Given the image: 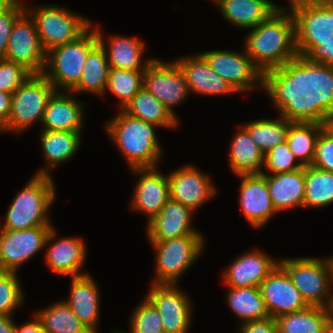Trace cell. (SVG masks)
I'll use <instances>...</instances> for the list:
<instances>
[{
	"mask_svg": "<svg viewBox=\"0 0 333 333\" xmlns=\"http://www.w3.org/2000/svg\"><path fill=\"white\" fill-rule=\"evenodd\" d=\"M0 5H14L21 8H26V5L24 6L21 0H0Z\"/></svg>",
	"mask_w": 333,
	"mask_h": 333,
	"instance_id": "51",
	"label": "cell"
},
{
	"mask_svg": "<svg viewBox=\"0 0 333 333\" xmlns=\"http://www.w3.org/2000/svg\"><path fill=\"white\" fill-rule=\"evenodd\" d=\"M143 87L174 116L173 107L190 95L186 76L175 61L169 63L154 58L144 71Z\"/></svg>",
	"mask_w": 333,
	"mask_h": 333,
	"instance_id": "13",
	"label": "cell"
},
{
	"mask_svg": "<svg viewBox=\"0 0 333 333\" xmlns=\"http://www.w3.org/2000/svg\"><path fill=\"white\" fill-rule=\"evenodd\" d=\"M46 333H92L65 301H58L35 313Z\"/></svg>",
	"mask_w": 333,
	"mask_h": 333,
	"instance_id": "36",
	"label": "cell"
},
{
	"mask_svg": "<svg viewBox=\"0 0 333 333\" xmlns=\"http://www.w3.org/2000/svg\"><path fill=\"white\" fill-rule=\"evenodd\" d=\"M328 333H333V310L328 324Z\"/></svg>",
	"mask_w": 333,
	"mask_h": 333,
	"instance_id": "52",
	"label": "cell"
},
{
	"mask_svg": "<svg viewBox=\"0 0 333 333\" xmlns=\"http://www.w3.org/2000/svg\"><path fill=\"white\" fill-rule=\"evenodd\" d=\"M178 289L176 284L151 283L146 295L160 313L163 331L167 333H188L192 319L190 299Z\"/></svg>",
	"mask_w": 333,
	"mask_h": 333,
	"instance_id": "16",
	"label": "cell"
},
{
	"mask_svg": "<svg viewBox=\"0 0 333 333\" xmlns=\"http://www.w3.org/2000/svg\"><path fill=\"white\" fill-rule=\"evenodd\" d=\"M81 135V131L42 130L40 140L47 163L35 174L50 176L51 169L71 159L80 147Z\"/></svg>",
	"mask_w": 333,
	"mask_h": 333,
	"instance_id": "30",
	"label": "cell"
},
{
	"mask_svg": "<svg viewBox=\"0 0 333 333\" xmlns=\"http://www.w3.org/2000/svg\"><path fill=\"white\" fill-rule=\"evenodd\" d=\"M289 5L312 4V3H333V0H289Z\"/></svg>",
	"mask_w": 333,
	"mask_h": 333,
	"instance_id": "50",
	"label": "cell"
},
{
	"mask_svg": "<svg viewBox=\"0 0 333 333\" xmlns=\"http://www.w3.org/2000/svg\"><path fill=\"white\" fill-rule=\"evenodd\" d=\"M131 333H160L163 331L161 315L155 306L145 297L130 317ZM114 333H123L116 331Z\"/></svg>",
	"mask_w": 333,
	"mask_h": 333,
	"instance_id": "40",
	"label": "cell"
},
{
	"mask_svg": "<svg viewBox=\"0 0 333 333\" xmlns=\"http://www.w3.org/2000/svg\"><path fill=\"white\" fill-rule=\"evenodd\" d=\"M193 212L180 202L169 199L160 213L147 223L149 241H164L192 234H201L191 225Z\"/></svg>",
	"mask_w": 333,
	"mask_h": 333,
	"instance_id": "22",
	"label": "cell"
},
{
	"mask_svg": "<svg viewBox=\"0 0 333 333\" xmlns=\"http://www.w3.org/2000/svg\"><path fill=\"white\" fill-rule=\"evenodd\" d=\"M329 259H330V264H331V267H332V280H333V256L329 257Z\"/></svg>",
	"mask_w": 333,
	"mask_h": 333,
	"instance_id": "53",
	"label": "cell"
},
{
	"mask_svg": "<svg viewBox=\"0 0 333 333\" xmlns=\"http://www.w3.org/2000/svg\"><path fill=\"white\" fill-rule=\"evenodd\" d=\"M170 199L180 202L192 211L198 210L205 201L217 194L209 175L195 166L185 165L167 176Z\"/></svg>",
	"mask_w": 333,
	"mask_h": 333,
	"instance_id": "18",
	"label": "cell"
},
{
	"mask_svg": "<svg viewBox=\"0 0 333 333\" xmlns=\"http://www.w3.org/2000/svg\"><path fill=\"white\" fill-rule=\"evenodd\" d=\"M52 180L51 175L35 174L12 201L1 229L52 226L47 217L56 198V187Z\"/></svg>",
	"mask_w": 333,
	"mask_h": 333,
	"instance_id": "4",
	"label": "cell"
},
{
	"mask_svg": "<svg viewBox=\"0 0 333 333\" xmlns=\"http://www.w3.org/2000/svg\"><path fill=\"white\" fill-rule=\"evenodd\" d=\"M31 74L20 64L0 60V91L13 93Z\"/></svg>",
	"mask_w": 333,
	"mask_h": 333,
	"instance_id": "43",
	"label": "cell"
},
{
	"mask_svg": "<svg viewBox=\"0 0 333 333\" xmlns=\"http://www.w3.org/2000/svg\"><path fill=\"white\" fill-rule=\"evenodd\" d=\"M157 167L133 168L132 172L141 175L134 186L132 209L144 212L150 222L170 199L169 182L166 175Z\"/></svg>",
	"mask_w": 333,
	"mask_h": 333,
	"instance_id": "19",
	"label": "cell"
},
{
	"mask_svg": "<svg viewBox=\"0 0 333 333\" xmlns=\"http://www.w3.org/2000/svg\"><path fill=\"white\" fill-rule=\"evenodd\" d=\"M55 91L43 74H31L12 93L11 114L1 131L19 134L34 122L42 123L47 102Z\"/></svg>",
	"mask_w": 333,
	"mask_h": 333,
	"instance_id": "11",
	"label": "cell"
},
{
	"mask_svg": "<svg viewBox=\"0 0 333 333\" xmlns=\"http://www.w3.org/2000/svg\"><path fill=\"white\" fill-rule=\"evenodd\" d=\"M119 112L105 127L130 168L157 167L162 155L155 134L158 126L135 118L122 109Z\"/></svg>",
	"mask_w": 333,
	"mask_h": 333,
	"instance_id": "3",
	"label": "cell"
},
{
	"mask_svg": "<svg viewBox=\"0 0 333 333\" xmlns=\"http://www.w3.org/2000/svg\"><path fill=\"white\" fill-rule=\"evenodd\" d=\"M275 260L260 250L254 249L250 253L239 256L227 267L223 276L224 282L232 288L259 287L278 265L279 261Z\"/></svg>",
	"mask_w": 333,
	"mask_h": 333,
	"instance_id": "23",
	"label": "cell"
},
{
	"mask_svg": "<svg viewBox=\"0 0 333 333\" xmlns=\"http://www.w3.org/2000/svg\"><path fill=\"white\" fill-rule=\"evenodd\" d=\"M312 166L333 172V128L328 124L317 139Z\"/></svg>",
	"mask_w": 333,
	"mask_h": 333,
	"instance_id": "42",
	"label": "cell"
},
{
	"mask_svg": "<svg viewBox=\"0 0 333 333\" xmlns=\"http://www.w3.org/2000/svg\"><path fill=\"white\" fill-rule=\"evenodd\" d=\"M17 273L0 271V315L11 314L24 302V295Z\"/></svg>",
	"mask_w": 333,
	"mask_h": 333,
	"instance_id": "39",
	"label": "cell"
},
{
	"mask_svg": "<svg viewBox=\"0 0 333 333\" xmlns=\"http://www.w3.org/2000/svg\"><path fill=\"white\" fill-rule=\"evenodd\" d=\"M210 68L223 77L236 92L264 89L272 99L279 90L255 66L245 50H212L199 53ZM257 83V84H256Z\"/></svg>",
	"mask_w": 333,
	"mask_h": 333,
	"instance_id": "8",
	"label": "cell"
},
{
	"mask_svg": "<svg viewBox=\"0 0 333 333\" xmlns=\"http://www.w3.org/2000/svg\"><path fill=\"white\" fill-rule=\"evenodd\" d=\"M240 328V333H279L276 319L272 317L240 323Z\"/></svg>",
	"mask_w": 333,
	"mask_h": 333,
	"instance_id": "45",
	"label": "cell"
},
{
	"mask_svg": "<svg viewBox=\"0 0 333 333\" xmlns=\"http://www.w3.org/2000/svg\"><path fill=\"white\" fill-rule=\"evenodd\" d=\"M25 9L14 5H0V60L5 59L12 27Z\"/></svg>",
	"mask_w": 333,
	"mask_h": 333,
	"instance_id": "44",
	"label": "cell"
},
{
	"mask_svg": "<svg viewBox=\"0 0 333 333\" xmlns=\"http://www.w3.org/2000/svg\"><path fill=\"white\" fill-rule=\"evenodd\" d=\"M83 106L84 104L72 97L71 92L55 91L49 98L44 111L43 130L81 131L84 117Z\"/></svg>",
	"mask_w": 333,
	"mask_h": 333,
	"instance_id": "25",
	"label": "cell"
},
{
	"mask_svg": "<svg viewBox=\"0 0 333 333\" xmlns=\"http://www.w3.org/2000/svg\"><path fill=\"white\" fill-rule=\"evenodd\" d=\"M143 74L144 71L110 68L105 92L109 89L119 98V109H123L143 88Z\"/></svg>",
	"mask_w": 333,
	"mask_h": 333,
	"instance_id": "38",
	"label": "cell"
},
{
	"mask_svg": "<svg viewBox=\"0 0 333 333\" xmlns=\"http://www.w3.org/2000/svg\"><path fill=\"white\" fill-rule=\"evenodd\" d=\"M175 62L185 74L190 92L209 96L237 93L223 77L210 68L199 53L179 58Z\"/></svg>",
	"mask_w": 333,
	"mask_h": 333,
	"instance_id": "24",
	"label": "cell"
},
{
	"mask_svg": "<svg viewBox=\"0 0 333 333\" xmlns=\"http://www.w3.org/2000/svg\"><path fill=\"white\" fill-rule=\"evenodd\" d=\"M79 83L70 92L103 95L108 82L109 62L104 47L98 43L87 55Z\"/></svg>",
	"mask_w": 333,
	"mask_h": 333,
	"instance_id": "34",
	"label": "cell"
},
{
	"mask_svg": "<svg viewBox=\"0 0 333 333\" xmlns=\"http://www.w3.org/2000/svg\"><path fill=\"white\" fill-rule=\"evenodd\" d=\"M333 203V172L305 166L303 207L322 208Z\"/></svg>",
	"mask_w": 333,
	"mask_h": 333,
	"instance_id": "37",
	"label": "cell"
},
{
	"mask_svg": "<svg viewBox=\"0 0 333 333\" xmlns=\"http://www.w3.org/2000/svg\"><path fill=\"white\" fill-rule=\"evenodd\" d=\"M314 100V94L279 91L273 98L279 111V119H260L242 127L248 132L258 148L266 154L286 140L290 123Z\"/></svg>",
	"mask_w": 333,
	"mask_h": 333,
	"instance_id": "6",
	"label": "cell"
},
{
	"mask_svg": "<svg viewBox=\"0 0 333 333\" xmlns=\"http://www.w3.org/2000/svg\"><path fill=\"white\" fill-rule=\"evenodd\" d=\"M283 6L247 34L245 52L279 90L296 92L300 59L296 50L295 18Z\"/></svg>",
	"mask_w": 333,
	"mask_h": 333,
	"instance_id": "2",
	"label": "cell"
},
{
	"mask_svg": "<svg viewBox=\"0 0 333 333\" xmlns=\"http://www.w3.org/2000/svg\"><path fill=\"white\" fill-rule=\"evenodd\" d=\"M91 27L76 40L46 52L42 74L56 91L70 92L79 83L86 57L99 43L96 30Z\"/></svg>",
	"mask_w": 333,
	"mask_h": 333,
	"instance_id": "5",
	"label": "cell"
},
{
	"mask_svg": "<svg viewBox=\"0 0 333 333\" xmlns=\"http://www.w3.org/2000/svg\"><path fill=\"white\" fill-rule=\"evenodd\" d=\"M259 288L269 316L274 319L309 306L279 263Z\"/></svg>",
	"mask_w": 333,
	"mask_h": 333,
	"instance_id": "17",
	"label": "cell"
},
{
	"mask_svg": "<svg viewBox=\"0 0 333 333\" xmlns=\"http://www.w3.org/2000/svg\"><path fill=\"white\" fill-rule=\"evenodd\" d=\"M212 1L215 2L217 5L221 0H212Z\"/></svg>",
	"mask_w": 333,
	"mask_h": 333,
	"instance_id": "54",
	"label": "cell"
},
{
	"mask_svg": "<svg viewBox=\"0 0 333 333\" xmlns=\"http://www.w3.org/2000/svg\"><path fill=\"white\" fill-rule=\"evenodd\" d=\"M149 242L156 251L154 284H176L202 254L205 243L202 234Z\"/></svg>",
	"mask_w": 333,
	"mask_h": 333,
	"instance_id": "10",
	"label": "cell"
},
{
	"mask_svg": "<svg viewBox=\"0 0 333 333\" xmlns=\"http://www.w3.org/2000/svg\"><path fill=\"white\" fill-rule=\"evenodd\" d=\"M56 234V230L52 226L45 242V247H47L53 241L46 248L45 261L49 268L61 276L71 275V277H76L87 274L80 271L84 266L87 254V247L83 239L65 237L54 241Z\"/></svg>",
	"mask_w": 333,
	"mask_h": 333,
	"instance_id": "21",
	"label": "cell"
},
{
	"mask_svg": "<svg viewBox=\"0 0 333 333\" xmlns=\"http://www.w3.org/2000/svg\"><path fill=\"white\" fill-rule=\"evenodd\" d=\"M290 6L300 59L296 92L333 93V3Z\"/></svg>",
	"mask_w": 333,
	"mask_h": 333,
	"instance_id": "1",
	"label": "cell"
},
{
	"mask_svg": "<svg viewBox=\"0 0 333 333\" xmlns=\"http://www.w3.org/2000/svg\"><path fill=\"white\" fill-rule=\"evenodd\" d=\"M226 298L229 307L242 323L270 317L259 287H229Z\"/></svg>",
	"mask_w": 333,
	"mask_h": 333,
	"instance_id": "35",
	"label": "cell"
},
{
	"mask_svg": "<svg viewBox=\"0 0 333 333\" xmlns=\"http://www.w3.org/2000/svg\"><path fill=\"white\" fill-rule=\"evenodd\" d=\"M229 153L230 168L236 175L262 174L265 154L242 126L233 137Z\"/></svg>",
	"mask_w": 333,
	"mask_h": 333,
	"instance_id": "31",
	"label": "cell"
},
{
	"mask_svg": "<svg viewBox=\"0 0 333 333\" xmlns=\"http://www.w3.org/2000/svg\"><path fill=\"white\" fill-rule=\"evenodd\" d=\"M314 99L325 109L328 124L333 128V93L314 94Z\"/></svg>",
	"mask_w": 333,
	"mask_h": 333,
	"instance_id": "47",
	"label": "cell"
},
{
	"mask_svg": "<svg viewBox=\"0 0 333 333\" xmlns=\"http://www.w3.org/2000/svg\"><path fill=\"white\" fill-rule=\"evenodd\" d=\"M125 113L152 123L158 127L174 128L178 125V117L162 104L144 87L122 109Z\"/></svg>",
	"mask_w": 333,
	"mask_h": 333,
	"instance_id": "33",
	"label": "cell"
},
{
	"mask_svg": "<svg viewBox=\"0 0 333 333\" xmlns=\"http://www.w3.org/2000/svg\"><path fill=\"white\" fill-rule=\"evenodd\" d=\"M278 261L309 306L332 309L333 293H330V287L333 280L329 257L282 258Z\"/></svg>",
	"mask_w": 333,
	"mask_h": 333,
	"instance_id": "7",
	"label": "cell"
},
{
	"mask_svg": "<svg viewBox=\"0 0 333 333\" xmlns=\"http://www.w3.org/2000/svg\"><path fill=\"white\" fill-rule=\"evenodd\" d=\"M95 30L99 43L104 47L107 54L110 68L145 71L149 63L153 60L149 59L146 63H142V55L146 47L145 42L142 40L127 36H110L109 42H105L104 35H102L100 29L95 27ZM106 43L109 44L106 45Z\"/></svg>",
	"mask_w": 333,
	"mask_h": 333,
	"instance_id": "28",
	"label": "cell"
},
{
	"mask_svg": "<svg viewBox=\"0 0 333 333\" xmlns=\"http://www.w3.org/2000/svg\"><path fill=\"white\" fill-rule=\"evenodd\" d=\"M25 11L35 22L45 52L76 40L92 25L89 19L58 5H40Z\"/></svg>",
	"mask_w": 333,
	"mask_h": 333,
	"instance_id": "9",
	"label": "cell"
},
{
	"mask_svg": "<svg viewBox=\"0 0 333 333\" xmlns=\"http://www.w3.org/2000/svg\"><path fill=\"white\" fill-rule=\"evenodd\" d=\"M99 293L96 282L87 273L72 277L70 298L65 300L72 312L92 333H97Z\"/></svg>",
	"mask_w": 333,
	"mask_h": 333,
	"instance_id": "26",
	"label": "cell"
},
{
	"mask_svg": "<svg viewBox=\"0 0 333 333\" xmlns=\"http://www.w3.org/2000/svg\"><path fill=\"white\" fill-rule=\"evenodd\" d=\"M267 187L272 204L277 212L290 208L303 207L305 198V167L274 175L266 174Z\"/></svg>",
	"mask_w": 333,
	"mask_h": 333,
	"instance_id": "27",
	"label": "cell"
},
{
	"mask_svg": "<svg viewBox=\"0 0 333 333\" xmlns=\"http://www.w3.org/2000/svg\"><path fill=\"white\" fill-rule=\"evenodd\" d=\"M5 59L24 66L32 74H42L46 52L41 46L34 20L25 11L14 23Z\"/></svg>",
	"mask_w": 333,
	"mask_h": 333,
	"instance_id": "14",
	"label": "cell"
},
{
	"mask_svg": "<svg viewBox=\"0 0 333 333\" xmlns=\"http://www.w3.org/2000/svg\"><path fill=\"white\" fill-rule=\"evenodd\" d=\"M332 309L308 306L276 318L279 333H328Z\"/></svg>",
	"mask_w": 333,
	"mask_h": 333,
	"instance_id": "32",
	"label": "cell"
},
{
	"mask_svg": "<svg viewBox=\"0 0 333 333\" xmlns=\"http://www.w3.org/2000/svg\"><path fill=\"white\" fill-rule=\"evenodd\" d=\"M328 125L325 109L314 99L289 125L286 142L302 166H311L317 139Z\"/></svg>",
	"mask_w": 333,
	"mask_h": 333,
	"instance_id": "12",
	"label": "cell"
},
{
	"mask_svg": "<svg viewBox=\"0 0 333 333\" xmlns=\"http://www.w3.org/2000/svg\"><path fill=\"white\" fill-rule=\"evenodd\" d=\"M12 93L0 91V130L8 123L11 114Z\"/></svg>",
	"mask_w": 333,
	"mask_h": 333,
	"instance_id": "46",
	"label": "cell"
},
{
	"mask_svg": "<svg viewBox=\"0 0 333 333\" xmlns=\"http://www.w3.org/2000/svg\"><path fill=\"white\" fill-rule=\"evenodd\" d=\"M34 320L15 327V333H46L40 320L34 315Z\"/></svg>",
	"mask_w": 333,
	"mask_h": 333,
	"instance_id": "48",
	"label": "cell"
},
{
	"mask_svg": "<svg viewBox=\"0 0 333 333\" xmlns=\"http://www.w3.org/2000/svg\"><path fill=\"white\" fill-rule=\"evenodd\" d=\"M217 6L227 22L242 29L255 28L279 8L269 0H221Z\"/></svg>",
	"mask_w": 333,
	"mask_h": 333,
	"instance_id": "29",
	"label": "cell"
},
{
	"mask_svg": "<svg viewBox=\"0 0 333 333\" xmlns=\"http://www.w3.org/2000/svg\"><path fill=\"white\" fill-rule=\"evenodd\" d=\"M52 226L23 230L0 229V271L18 273L24 262L45 247Z\"/></svg>",
	"mask_w": 333,
	"mask_h": 333,
	"instance_id": "15",
	"label": "cell"
},
{
	"mask_svg": "<svg viewBox=\"0 0 333 333\" xmlns=\"http://www.w3.org/2000/svg\"><path fill=\"white\" fill-rule=\"evenodd\" d=\"M296 160L285 140L265 154L264 166L273 175L292 172L303 167L300 162L296 163Z\"/></svg>",
	"mask_w": 333,
	"mask_h": 333,
	"instance_id": "41",
	"label": "cell"
},
{
	"mask_svg": "<svg viewBox=\"0 0 333 333\" xmlns=\"http://www.w3.org/2000/svg\"><path fill=\"white\" fill-rule=\"evenodd\" d=\"M11 317L0 315V333H15L16 325Z\"/></svg>",
	"mask_w": 333,
	"mask_h": 333,
	"instance_id": "49",
	"label": "cell"
},
{
	"mask_svg": "<svg viewBox=\"0 0 333 333\" xmlns=\"http://www.w3.org/2000/svg\"><path fill=\"white\" fill-rule=\"evenodd\" d=\"M240 205L251 226L261 228L278 213L274 208L263 174L240 175Z\"/></svg>",
	"mask_w": 333,
	"mask_h": 333,
	"instance_id": "20",
	"label": "cell"
}]
</instances>
